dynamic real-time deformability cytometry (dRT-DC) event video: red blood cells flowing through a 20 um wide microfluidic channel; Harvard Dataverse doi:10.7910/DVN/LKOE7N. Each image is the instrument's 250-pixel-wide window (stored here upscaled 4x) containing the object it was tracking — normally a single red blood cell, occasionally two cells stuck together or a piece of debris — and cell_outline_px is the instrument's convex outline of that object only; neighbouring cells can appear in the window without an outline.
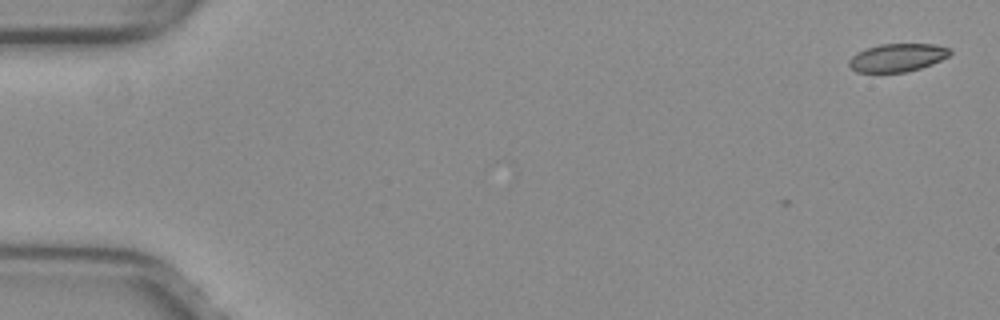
{"species": "common noctule bat (a hibernating species)", "species_latin": "Nyctalus noctula", "temperature_condition": "warm", "stored_images_in_passage": 2, "camera_frame_rate_fps": 3000, "um_per_image_px": 0.085, "animal": {"sex": "female", "body_mass_g": 29.2, "forearm_length_mm": 56.3}, "frame": {"image": 1, "passage_image": 2, "time_ms": 0.333, "image_size_px": [1000, 320], "cell_outline_px": [[952, 52], [948, 56], [932, 64], [908, 72], [856, 72], [848, 64], [848, 60], [856, 52], [880, 44], [936, 44], [952, 48]], "centroid_in_image_um": [76.29, 4.89], "position_along_channel_um": 8.7, "area_um2": 16.59}}